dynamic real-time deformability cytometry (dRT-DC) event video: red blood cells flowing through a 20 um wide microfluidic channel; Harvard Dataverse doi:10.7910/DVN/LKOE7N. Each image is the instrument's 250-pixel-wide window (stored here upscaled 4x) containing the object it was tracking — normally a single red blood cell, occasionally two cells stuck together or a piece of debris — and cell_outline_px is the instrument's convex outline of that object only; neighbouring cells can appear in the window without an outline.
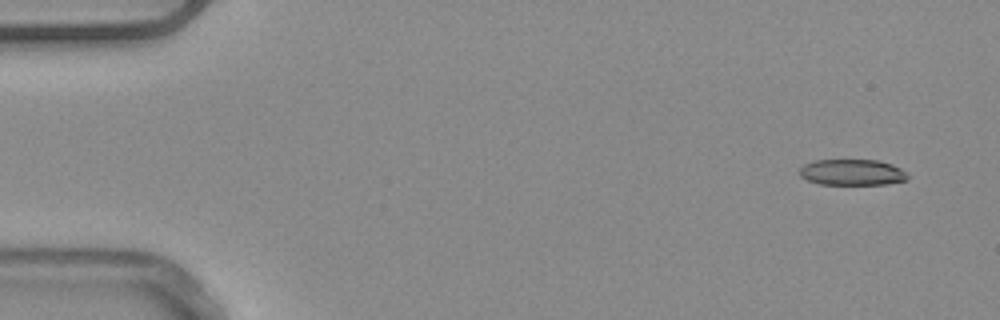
{"species": "common noctule bat (a hibernating species)", "species_latin": "Nyctalus noctula", "temperature_condition": "warm", "stored_images_in_passage": 50, "camera_frame_rate_fps": 3000, "um_per_image_px": 0.085, "animal": {"sex": "male", "body_mass_g": 20.4}, "frame": {"image": 1, "passage_image": 1, "time_ms": 0.0, "image_size_px": [1000, 320], "cell_outline_px": [[908, 180], [888, 184], [820, 184], [808, 180], [800, 176], [800, 168], [804, 164], [816, 160], [880, 160], [892, 164], [908, 172]], "centroid_in_image_um": [72.48, 14.64], "position_along_channel_um": 12.5, "area_um2": 16.47}}
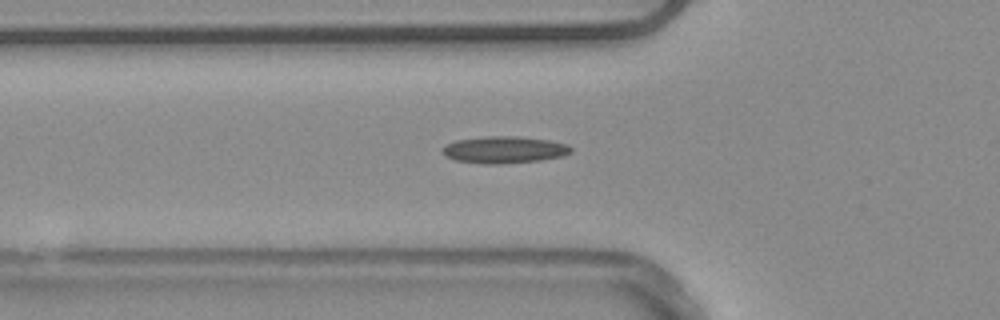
{"frame": {"image": 2, "passage_image": 16, "time_ms": 5.0, "image_size_px": [1000, 320], "cell_outline_px": [[572, 152], [564, 156], [540, 160], [500, 164], [480, 164], [456, 160], [444, 156], [440, 152], [440, 148], [456, 140], [488, 136], [516, 136], [548, 140], [568, 144], [572, 148]], "centroid_in_image_um": [42.84, 12.73], "position_along_channel_um": 83.0, "area_um2": 20.35}}
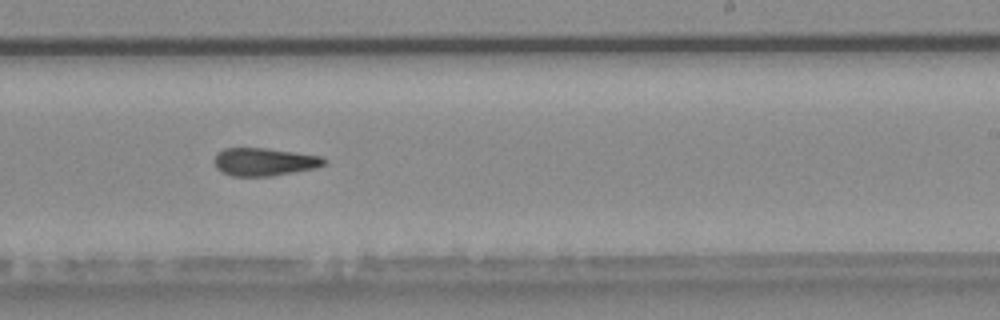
{"frame": {"image": 3, "passage_image": 30, "time_ms": 9.667, "image_size_px": [1000, 320], "cell_outline_px": [[328, 160], [324, 164], [316, 168], [272, 176], [232, 176], [216, 168], [212, 160], [216, 152], [224, 148], [264, 148], [320, 156]], "centroid_in_image_um": [22.41, 13.76], "position_along_channel_um": 266.6, "area_um2": 17.86}, "authors_computed_cell_mechanics": {"area_um2": 18.0047, "velocity_mm_per_s": 3.9221, "shape_relaxation_time_tau1_ms": null, "shape_relaxation_time_tau2_ms": 8.4556, "deformation_change_tau1": null, "deformation_change_tau2": 0.2045}}